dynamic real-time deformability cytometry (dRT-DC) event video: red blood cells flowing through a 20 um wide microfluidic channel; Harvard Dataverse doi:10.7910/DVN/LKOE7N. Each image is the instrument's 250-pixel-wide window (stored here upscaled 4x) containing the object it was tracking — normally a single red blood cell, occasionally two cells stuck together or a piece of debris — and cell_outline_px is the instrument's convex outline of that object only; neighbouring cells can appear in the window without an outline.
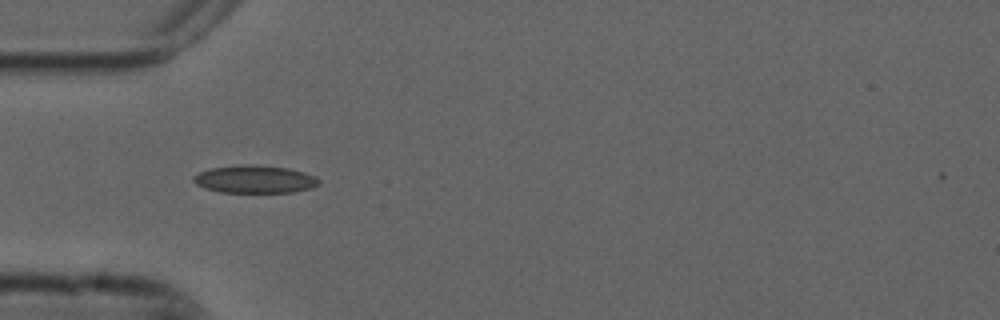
{"species": "common noctule bat (a hibernating species)", "species_latin": "Nyctalus noctula", "temperature_condition": "cold", "stored_images_in_passage": 4, "camera_frame_rate_fps": 3000, "um_per_image_px": 0.085, "animal": {"sex": "male", "forearm_length_mm": 52.5}, "frame": {"image": 1, "passage_image": 3, "time_ms": 0.667, "image_size_px": [1000, 320], "cell_outline_px": [[320, 184], [312, 188], [296, 192], [220, 192], [204, 188], [196, 184], [192, 180], [192, 176], [200, 172], [212, 168], [240, 164], [252, 164], [288, 168], [304, 172], [316, 176], [320, 180]], "centroid_in_image_um": [21.68, 15.23], "position_along_channel_um": 63.3, "area_um2": 20.46}}
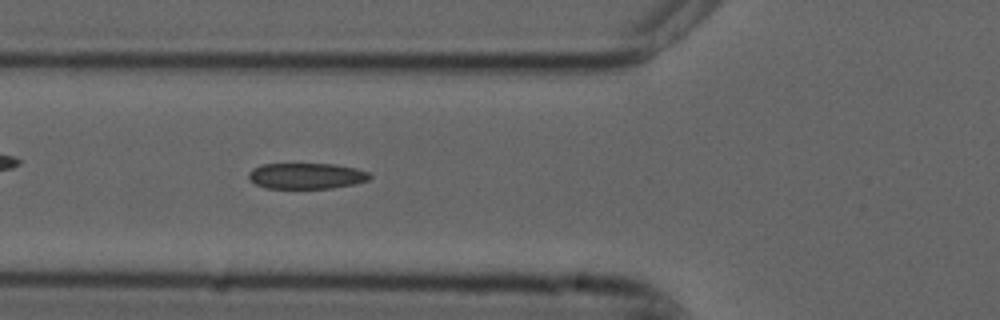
{"frame": {"image": 2, "passage_image": 4, "time_ms": 1.0, "image_size_px": [1000, 320], "cell_outline_px": [[372, 176], [368, 180], [356, 184], [332, 188], [264, 188], [248, 180], [248, 172], [252, 168], [260, 164], [332, 164], [356, 168], [368, 172]], "centroid_in_image_um": [26.01, 14.95], "position_along_channel_um": 99.8, "area_um2": 18.44}}